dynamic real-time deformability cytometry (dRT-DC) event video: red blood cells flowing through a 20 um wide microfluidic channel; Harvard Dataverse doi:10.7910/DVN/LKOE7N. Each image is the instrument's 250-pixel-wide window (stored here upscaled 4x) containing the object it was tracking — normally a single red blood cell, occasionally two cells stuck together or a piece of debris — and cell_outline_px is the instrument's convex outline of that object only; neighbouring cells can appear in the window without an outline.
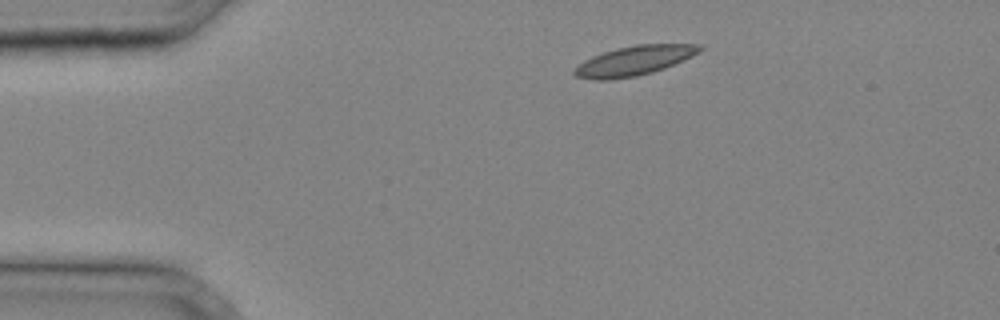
{"species": "common noctule bat (a hibernating species)", "species_latin": "Nyctalus noctula", "temperature_condition": "cold", "stored_images_in_passage": 27, "camera_frame_rate_fps": 3000, "um_per_image_px": 0.085, "animal": {"sex": "male", "body_mass_g": 20.4}, "frame": {"image": 1, "passage_image": 1, "time_ms": 0.0, "image_size_px": [1000, 320], "cell_outline_px": [[704, 48], [700, 52], [692, 56], [664, 68], [652, 72], [636, 76], [608, 80], [592, 80], [576, 76], [572, 72], [572, 68], [584, 60], [592, 56], [616, 48], [636, 44], [700, 44]], "centroid_in_image_um": [53.87, 5.16], "position_along_channel_um": 31.1, "area_um2": 21.68}}
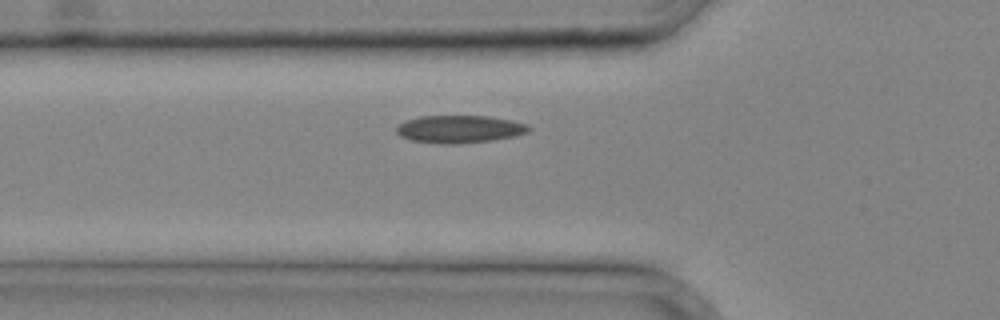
{"frame": {"image": 2, "passage_image": 7, "time_ms": 2.0, "image_size_px": [1000, 320], "cell_outline_px": [[532, 128], [528, 132], [516, 136], [492, 140], [460, 144], [440, 144], [412, 140], [400, 136], [396, 132], [396, 128], [400, 124], [408, 120], [420, 116], [488, 116], [512, 120], [528, 124]], "centroid_in_image_um": [39.1, 10.98], "position_along_channel_um": 86.7, "area_um2": 21.39}}
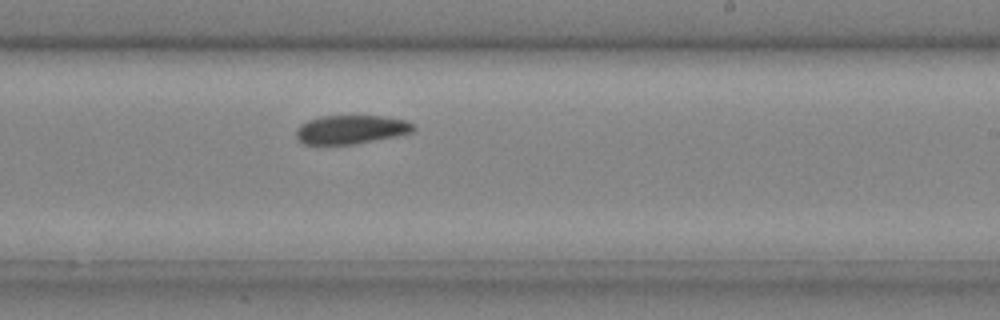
{"frame": {"image": 3, "passage_image": 17, "time_ms": 5.333, "image_size_px": [1000, 320], "cell_outline_px": [[416, 128], [412, 132], [396, 136], [352, 144], [304, 144], [296, 136], [296, 128], [300, 124], [308, 120], [320, 116], [384, 116], [404, 120], [412, 124]], "centroid_in_image_um": [29.81, 11.0], "position_along_channel_um": 259.2, "area_um2": 19.48}}